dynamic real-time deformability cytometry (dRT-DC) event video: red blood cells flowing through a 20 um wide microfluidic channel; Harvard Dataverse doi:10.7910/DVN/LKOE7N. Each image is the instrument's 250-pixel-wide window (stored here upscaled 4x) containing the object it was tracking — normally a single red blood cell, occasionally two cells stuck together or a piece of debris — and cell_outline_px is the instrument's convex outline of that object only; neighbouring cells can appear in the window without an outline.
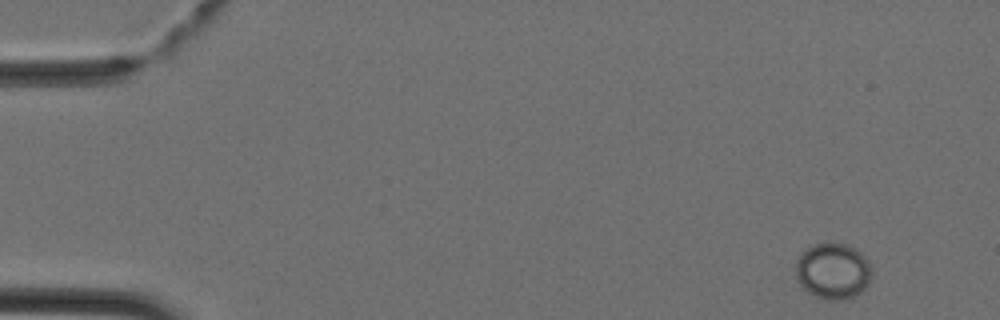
{"species": "Egyptian fruit bat (a non-hibernating species)", "species_latin": "Rousettus aegyptiacus", "temperature_condition": "cold", "stored_images_in_passage": 4, "camera_frame_rate_fps": 3000, "um_per_image_px": 0.085, "animal": {"sex": "female"}, "frame": {"image": 1, "passage_image": 1, "time_ms": 0.0, "image_size_px": [1000, 320], "cell_outline_px": [[872, 272], [868, 284], [860, 292], [848, 300], [828, 300], [816, 296], [808, 292], [800, 284], [796, 276], [796, 260], [812, 244], [848, 244], [856, 248], [868, 260]], "centroid_in_image_um": [70.82, 23.05], "position_along_channel_um": 14.2, "area_um2": 24.74}}